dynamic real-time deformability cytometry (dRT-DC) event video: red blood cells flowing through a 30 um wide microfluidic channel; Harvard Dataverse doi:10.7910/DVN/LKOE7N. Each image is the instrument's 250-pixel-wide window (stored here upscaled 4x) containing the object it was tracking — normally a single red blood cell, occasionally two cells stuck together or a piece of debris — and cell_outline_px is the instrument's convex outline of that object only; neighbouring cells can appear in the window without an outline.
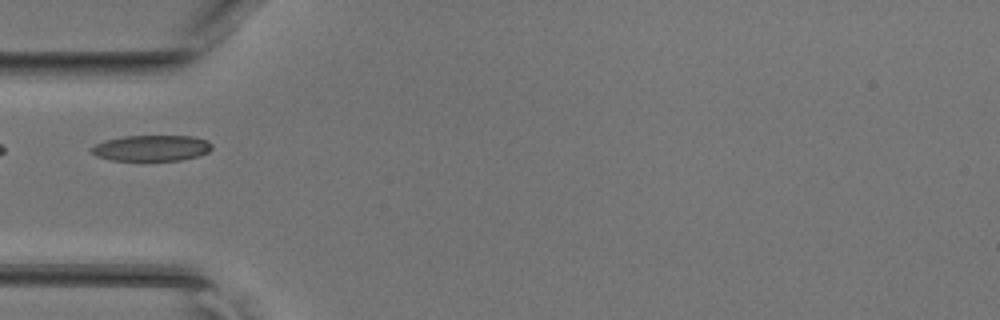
{"species": "common noctule bat (a hibernating species)", "species_latin": "Nyctalus noctula", "temperature_condition": "room temperature", "stored_images_in_passage": 33, "camera_frame_rate_fps": 3000, "um_per_image_px": 0.085, "animal": {"sex": "female", "body_mass_g": 17.0, "forearm_length_mm": 48.0}, "frame": {"image": 1, "passage_image": 1, "time_ms": 0.0, "image_size_px": [1000, 320], "cell_outline_px": [[212, 148], [208, 152], [196, 156], [180, 160], [112, 160], [96, 156], [88, 148], [104, 140], [124, 136], [192, 136], [208, 140], [212, 144]], "centroid_in_image_um": [12.86, 12.58], "position_along_channel_um": 72.1, "area_um2": 18.15}}
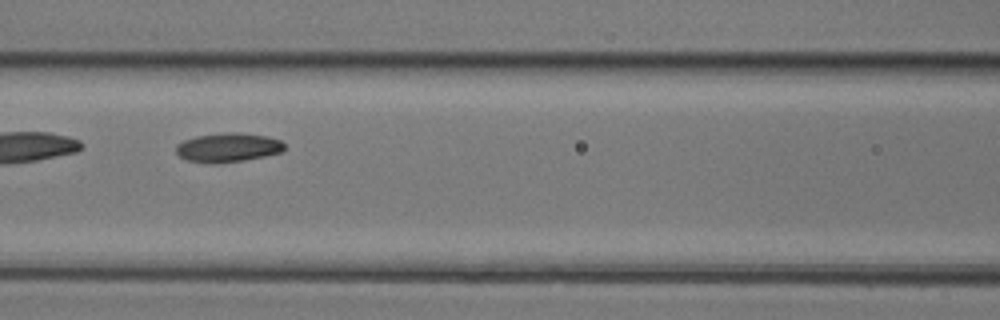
{"frame": {"image": 2, "passage_image": 6, "time_ms": 1.667, "image_size_px": [1000, 320], "cell_outline_px": [[284, 152], [244, 160], [216, 164], [208, 164], [188, 160], [180, 156], [176, 152], [176, 144], [184, 140], [196, 136], [228, 132], [236, 132], [268, 136], [280, 140], [284, 144]], "centroid_in_image_um": [19.38, 12.54], "position_along_channel_um": 147.2, "area_um2": 18.5}}